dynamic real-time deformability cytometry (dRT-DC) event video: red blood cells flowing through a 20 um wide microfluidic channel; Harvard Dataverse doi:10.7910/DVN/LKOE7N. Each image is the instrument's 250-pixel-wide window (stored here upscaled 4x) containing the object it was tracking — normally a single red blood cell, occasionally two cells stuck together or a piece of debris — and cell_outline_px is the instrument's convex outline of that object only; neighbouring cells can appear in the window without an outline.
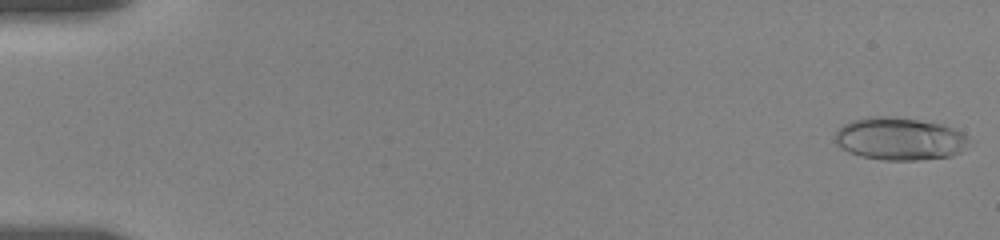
{"species": "human", "species_latin": "Homo sapiens", "temperature_condition": "room temperature", "stored_images_in_passage": 56, "camera_frame_rate_fps": 3000, "um_per_image_px": 0.085, "donor": {"sex": "female"}, "frame": {"image": 1, "passage_image": 1, "time_ms": 0.0, "image_size_px": [1000, 240], "cell_outline_px": [[968, 140], [960, 152], [952, 156], [920, 160], [884, 160], [860, 156], [848, 152], [840, 148], [836, 144], [832, 136], [844, 124], [852, 120], [868, 116], [892, 116], [940, 124], [952, 128], [968, 136]], "centroid_in_image_um": [76.4, 11.8], "position_along_channel_um": 8.6, "area_um2": 33.29}}
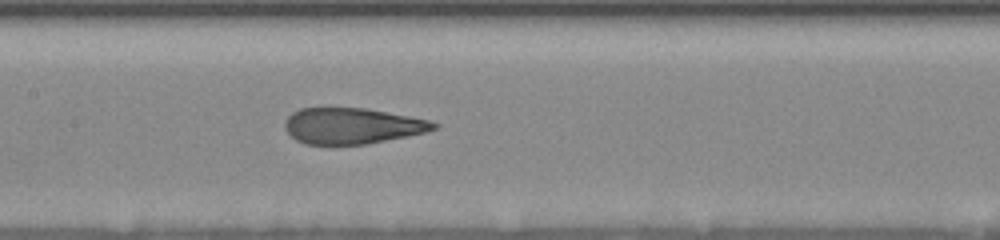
{"frame": {"image": 2, "passage_image": 28, "time_ms": 9.0, "image_size_px": [1000, 240], "cell_outline_px": [[440, 124], [436, 128], [424, 132], [408, 136], [364, 144], [304, 144], [296, 140], [284, 128], [284, 120], [292, 112], [300, 108], [328, 104], [368, 108], [428, 120]], "centroid_in_image_um": [29.84, 10.64], "position_along_channel_um": 177.6, "area_um2": 32.02}}
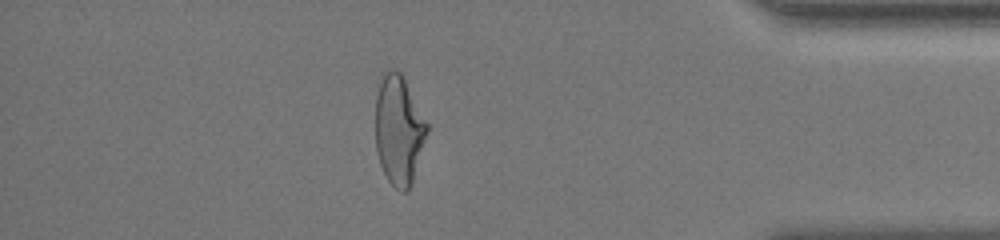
{"frame": {"image": 3, "passage_image": 49, "time_ms": 16.0, "image_size_px": [1000, 240], "cell_outline_px": [[428, 132], [412, 184], [408, 192], [400, 192], [388, 180], [380, 164], [376, 152], [376, 96], [380, 72], [388, 68], [392, 68], [400, 72], [404, 76], [428, 124]], "centroid_in_image_um": [33.89, 11.01], "position_along_channel_um": 401.3, "area_um2": 33.47}, "authors_computed_cell_mechanics": {"area_um2": 32.7437, "velocity_mm_per_s": 3.6358, "shape_relaxation_time_tau1_ms": 5.5854, "shape_relaxation_time_tau2_ms": 1.1679, "deformation_change_tau1": 0.2178, "deformation_change_tau2": 0.105}}